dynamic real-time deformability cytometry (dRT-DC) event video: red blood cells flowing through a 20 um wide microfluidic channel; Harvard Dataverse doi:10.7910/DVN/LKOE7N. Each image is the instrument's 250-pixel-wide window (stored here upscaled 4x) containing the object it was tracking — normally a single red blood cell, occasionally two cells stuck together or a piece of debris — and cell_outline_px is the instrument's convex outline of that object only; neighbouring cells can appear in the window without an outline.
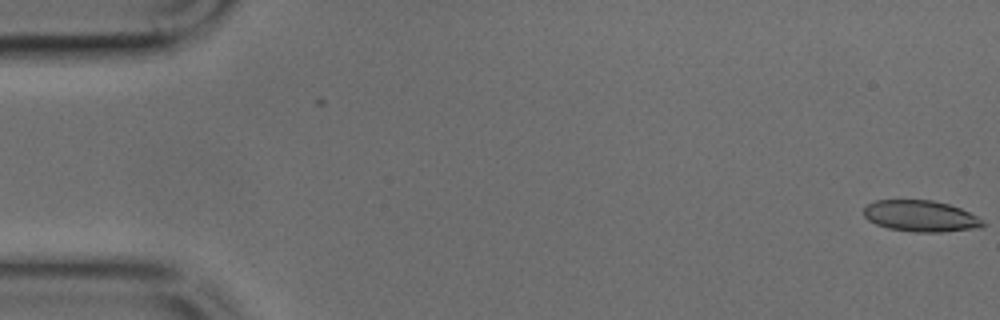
{"species": "common noctule bat (a hibernating species)", "species_latin": "Nyctalus noctula", "temperature_condition": "cold", "stored_images_in_passage": 46, "camera_frame_rate_fps": 3000, "um_per_image_px": 0.085, "animal": {"sex": "male", "body_mass_g": 17.9, "forearm_length_mm": 54.2}, "frame": {"image": 1, "passage_image": 1, "time_ms": 0.0, "image_size_px": [1000, 320], "cell_outline_px": [[984, 224], [968, 228], [928, 232], [892, 228], [880, 224], [864, 216], [864, 208], [868, 204], [880, 200], [928, 200], [948, 204], [960, 208], [968, 212]], "centroid_in_image_um": [78.18, 18.32], "position_along_channel_um": 6.8, "area_um2": 20.23}}
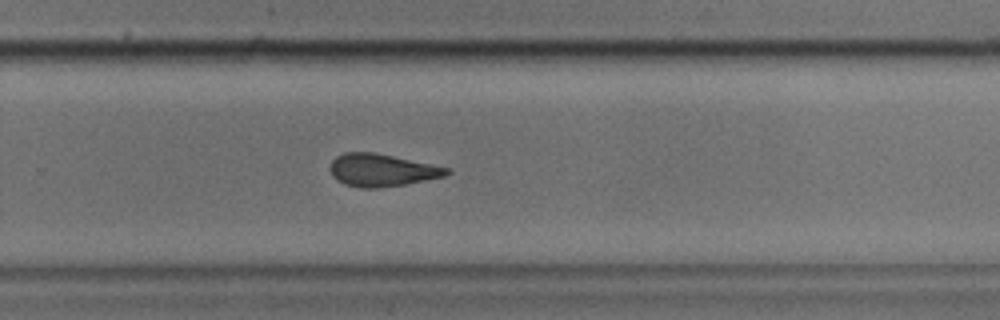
{"frame": {"image": 2, "passage_image": 32, "time_ms": 10.333, "image_size_px": [1000, 320], "cell_outline_px": [[448, 172], [444, 176], [404, 184], [368, 188], [348, 184], [340, 180], [332, 172], [332, 160], [336, 156], [348, 152], [368, 152], [448, 168]], "centroid_in_image_um": [32.44, 14.45], "position_along_channel_um": 297.4, "area_um2": 20.63}}
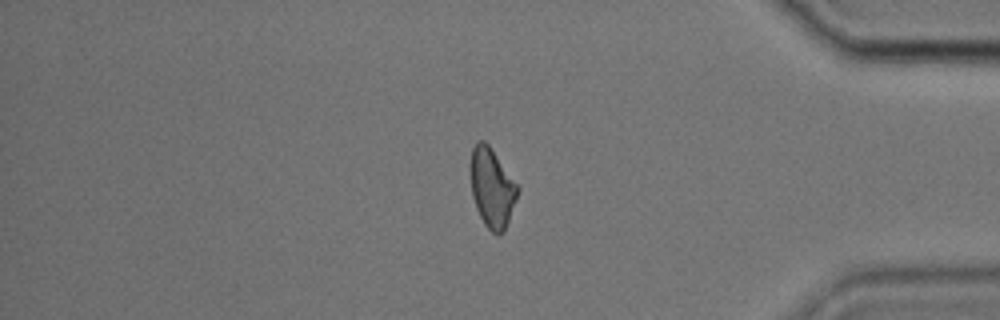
{"frame": {"image": 3, "passage_image": 41, "time_ms": 13.333, "image_size_px": [1000, 320], "cell_outline_px": [[516, 196], [504, 228], [500, 232], [492, 232], [488, 228], [480, 216], [476, 208], [472, 192], [472, 148], [480, 140], [488, 144], [516, 184]], "centroid_in_image_um": [41.78, 15.94], "position_along_channel_um": 393.4, "area_um2": 20.11}}